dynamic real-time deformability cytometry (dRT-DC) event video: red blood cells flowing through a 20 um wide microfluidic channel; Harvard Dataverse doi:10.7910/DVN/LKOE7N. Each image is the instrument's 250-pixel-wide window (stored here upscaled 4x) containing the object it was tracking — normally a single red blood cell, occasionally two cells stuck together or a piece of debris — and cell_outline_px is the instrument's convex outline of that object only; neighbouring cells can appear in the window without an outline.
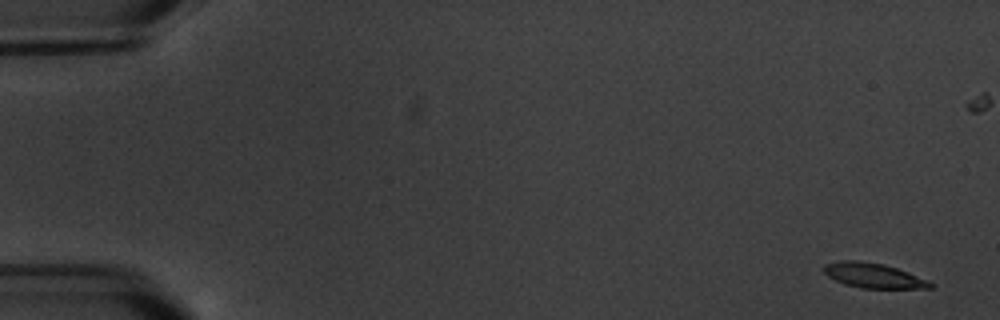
{"species": "common noctule bat (a hibernating species)", "species_latin": "Nyctalus noctula", "temperature_condition": "warm", "stored_images_in_passage": 16, "camera_frame_rate_fps": 3000, "um_per_image_px": 0.085, "animal": {"sex": "male", "body_mass_g": 20.1, "forearm_length_mm": 53.5}, "frame": {"image": 1, "passage_image": 1, "time_ms": 0.0, "image_size_px": [1000, 320], "cell_outline_px": [[936, 284], [932, 288], [860, 288], [844, 284], [828, 276], [824, 272], [824, 264], [844, 260], [860, 260], [884, 264], [908, 272]], "centroid_in_image_um": [74.25, 23.42], "position_along_channel_um": 10.8, "area_um2": 15.37}}
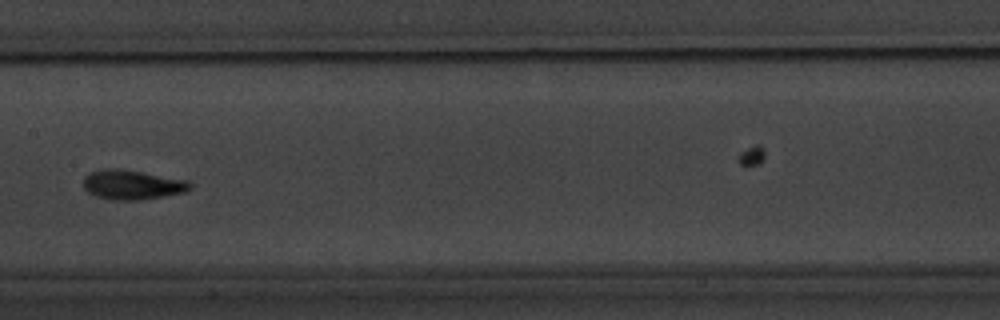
{"frame": {"image": 2, "passage_image": 9, "time_ms": 9.667, "image_size_px": [1000, 320], "cell_outline_px": [[192, 188], [188, 192], [140, 200], [112, 200], [96, 196], [88, 192], [84, 188], [84, 176], [88, 172], [104, 168], [120, 168], [188, 180], [192, 184]], "centroid_in_image_um": [11.25, 15.69], "position_along_channel_um": 196.1, "area_um2": 18.67}}
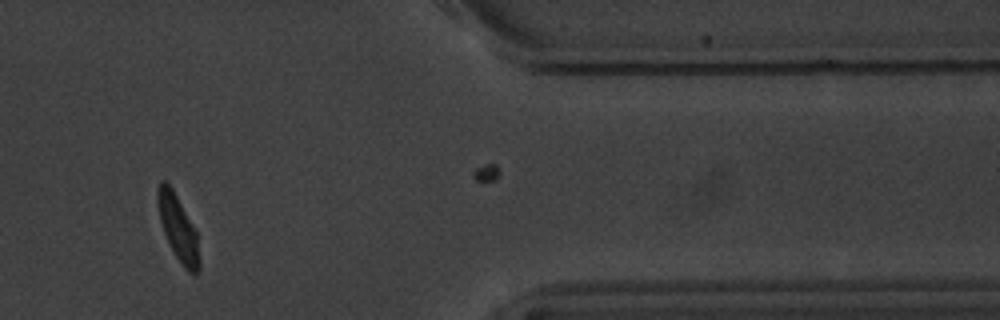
{"frame": {"image": 3, "passage_image": 14, "time_ms": 16.333, "image_size_px": [1000, 320], "cell_outline_px": [[200, 268], [196, 272], [188, 272], [176, 256], [164, 232], [160, 220], [156, 200], [156, 188], [160, 180], [164, 180], [172, 188], [196, 232], [200, 260]], "centroid_in_image_um": [15.11, 19.34], "position_along_channel_um": 396.3, "area_um2": 15.49}, "authors_computed_cell_mechanics": {"area_um2": 16.0395, "velocity_mm_per_s": 3.3973, "shape_relaxation_time_tau1_ms": 2.2108, "shape_relaxation_time_tau2_ms": 0.9089, "deformation_change_tau1": 0.1187, "deformation_change_tau2": 0.0523}}